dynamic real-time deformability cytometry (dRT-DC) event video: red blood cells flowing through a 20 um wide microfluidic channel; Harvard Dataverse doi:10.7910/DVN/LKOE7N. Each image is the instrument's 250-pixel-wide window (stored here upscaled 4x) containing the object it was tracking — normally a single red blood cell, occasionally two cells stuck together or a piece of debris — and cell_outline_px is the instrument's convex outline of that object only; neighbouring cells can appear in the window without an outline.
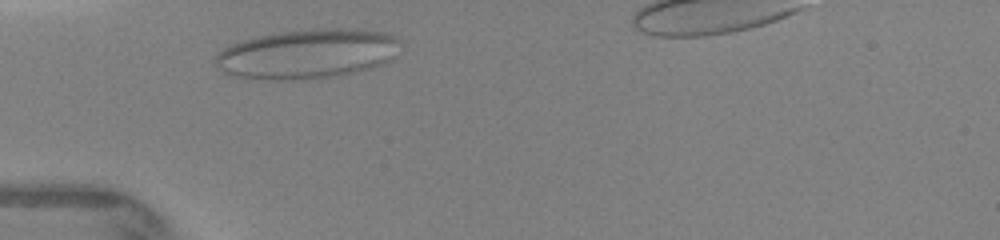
{"species": "human", "species_latin": "Homo sapiens", "temperature_condition": "warm", "stored_images_in_passage": 24, "camera_frame_rate_fps": 3000, "um_per_image_px": 0.085, "donor": {"sex": "female"}, "frame": {"image": 1, "passage_image": 2, "time_ms": 0.667, "image_size_px": [1000, 240], "cell_outline_px": [[400, 40], [396, 56], [392, 60], [384, 64], [372, 68], [340, 76], [292, 80], [268, 80], [232, 76], [216, 68], [216, 52], [240, 40], [256, 36], [280, 32], [316, 28], [356, 28], [384, 32]], "centroid_in_image_um": [26.13, 4.58], "position_along_channel_um": 58.9, "area_um2": 54.16}}
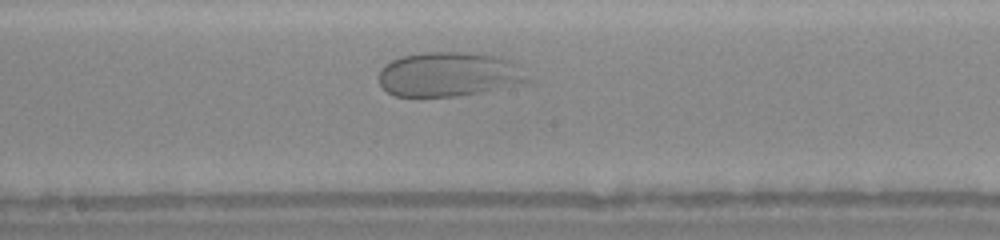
{"frame": {"image": 2, "passage_image": 12, "time_ms": 4.333, "image_size_px": [1000, 240], "cell_outline_px": [[532, 80], [516, 84], [480, 92], [456, 96], [396, 96], [388, 92], [380, 84], [380, 68], [384, 64], [392, 60], [404, 56], [424, 52], [468, 52], [496, 56], [512, 60], [524, 64]], "centroid_in_image_um": [38.23, 6.3], "position_along_channel_um": 210.0, "area_um2": 38.78}}
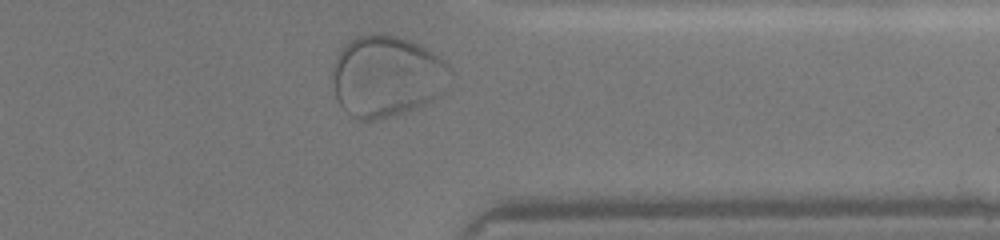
{"frame": {"image": 3, "passage_image": 23, "time_ms": 8.333, "image_size_px": [1000, 240], "cell_outline_px": [[452, 68], [444, 92], [440, 96], [428, 104], [396, 116], [360, 124], [340, 104], [336, 96], [332, 80], [332, 64], [340, 48], [344, 44], [356, 36], [372, 32], [384, 32], [420, 44], [444, 60]], "centroid_in_image_um": [32.86, 6.5], "position_along_channel_um": 378.5, "area_um2": 57.22}}